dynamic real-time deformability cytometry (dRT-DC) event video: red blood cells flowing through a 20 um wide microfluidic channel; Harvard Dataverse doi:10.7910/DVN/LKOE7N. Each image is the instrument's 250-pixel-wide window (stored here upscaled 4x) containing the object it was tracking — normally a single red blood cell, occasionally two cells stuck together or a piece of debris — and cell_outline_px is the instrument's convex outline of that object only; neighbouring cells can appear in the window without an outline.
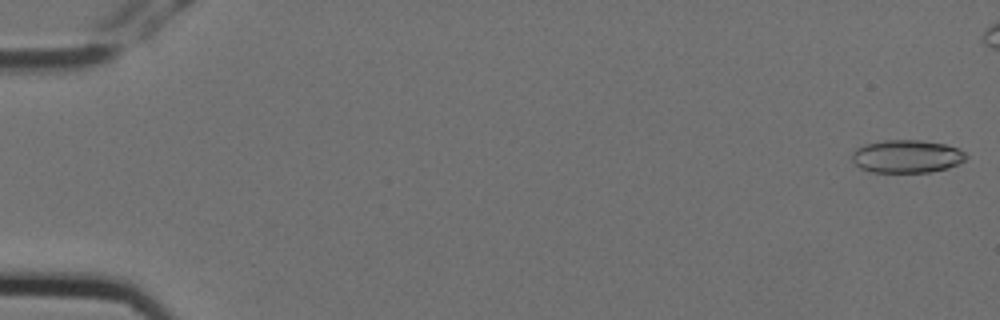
{"species": "Egyptian fruit bat (a non-hibernating species)", "species_latin": "Rousettus aegyptiacus", "temperature_condition": "cold", "stored_images_in_passage": 5, "camera_frame_rate_fps": 3000, "um_per_image_px": 0.085, "animal": {"sex": "female"}, "frame": {"image": 1, "passage_image": 1, "time_ms": 0.0, "image_size_px": [1000, 320], "cell_outline_px": [[968, 156], [960, 164], [948, 168], [932, 172], [868, 172], [860, 168], [852, 160], [852, 152], [856, 148], [864, 144], [884, 140], [920, 140], [944, 144], [956, 148], [964, 152]], "centroid_in_image_um": [77.06, 13.3], "position_along_channel_um": 7.9, "area_um2": 22.02}}